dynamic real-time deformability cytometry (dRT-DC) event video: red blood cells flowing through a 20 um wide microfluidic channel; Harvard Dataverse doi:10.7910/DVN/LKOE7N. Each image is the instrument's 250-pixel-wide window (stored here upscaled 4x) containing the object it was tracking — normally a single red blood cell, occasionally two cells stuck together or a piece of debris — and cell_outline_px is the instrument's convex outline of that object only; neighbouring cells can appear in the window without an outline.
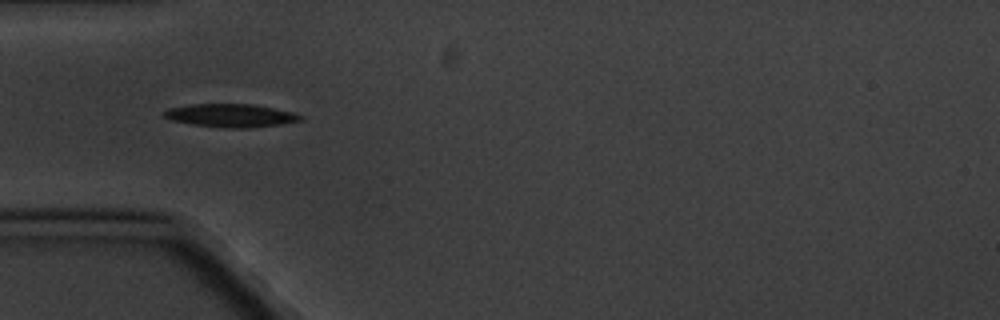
{"species": "common noctule bat (a hibernating species)", "species_latin": "Nyctalus noctula", "temperature_condition": "cold", "stored_images_in_passage": 10, "camera_frame_rate_fps": 3000, "um_per_image_px": 0.085, "animal": {"sex": "male", "body_mass_g": 20.1, "forearm_length_mm": 53.5}, "frame": {"image": 1, "passage_image": 6, "time_ms": 6.667, "image_size_px": [1000, 320], "cell_outline_px": [[304, 120], [280, 124], [244, 128], [228, 128], [192, 124], [172, 120], [164, 116], [164, 112], [168, 108], [192, 104], [248, 104], [272, 108], [292, 112], [300, 116]], "centroid_in_image_um": [19.59, 9.82], "position_along_channel_um": 65.4, "area_um2": 18.03}}